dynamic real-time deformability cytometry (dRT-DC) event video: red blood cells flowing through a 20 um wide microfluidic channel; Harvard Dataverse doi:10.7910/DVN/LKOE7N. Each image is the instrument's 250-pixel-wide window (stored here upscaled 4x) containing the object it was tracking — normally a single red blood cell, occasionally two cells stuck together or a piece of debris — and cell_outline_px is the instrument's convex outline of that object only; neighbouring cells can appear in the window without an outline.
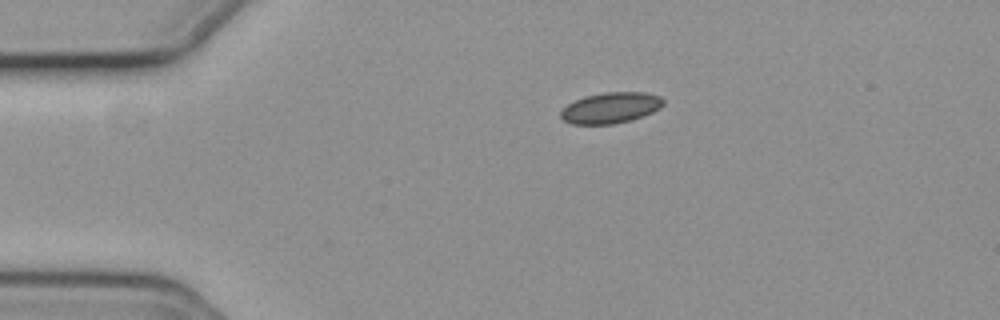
{"species": "common noctule bat (a hibernating species)", "species_latin": "Nyctalus noctula", "temperature_condition": "cold", "stored_images_in_passage": 45, "camera_frame_rate_fps": 3000, "um_per_image_px": 0.085, "animal": {"sex": "female", "body_mass_g": 19.3, "forearm_length_mm": 54.1}, "frame": {"image": 1, "passage_image": 1, "time_ms": 0.0, "image_size_px": [1000, 320], "cell_outline_px": [[664, 104], [660, 108], [652, 112], [628, 120], [612, 124], [572, 124], [564, 120], [560, 116], [560, 112], [568, 104], [584, 96], [604, 92], [644, 92], [660, 96], [664, 100]], "centroid_in_image_um": [51.9, 9.15], "position_along_channel_um": 33.1, "area_um2": 18.26}}
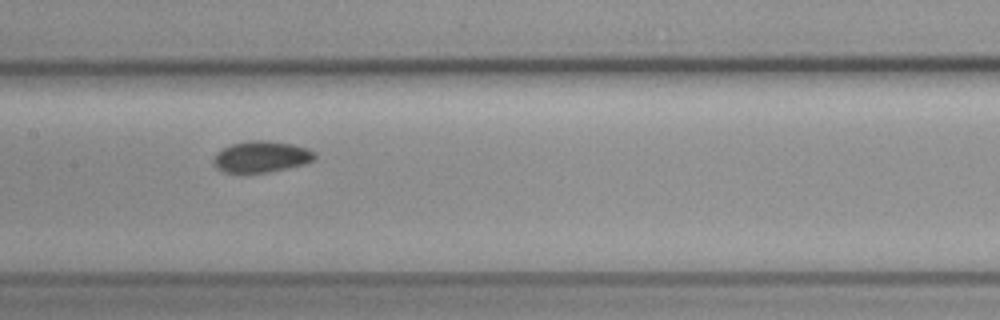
{"frame": {"image": 2, "passage_image": 17, "time_ms": 5.333, "image_size_px": [1000, 320], "cell_outline_px": [[316, 160], [304, 164], [288, 168], [268, 172], [224, 172], [216, 168], [212, 164], [212, 160], [216, 152], [232, 144], [252, 140], [268, 140], [292, 144], [308, 148], [316, 152]], "centroid_in_image_um": [22.23, 13.32], "position_along_channel_um": 185.2, "area_um2": 18.61}}
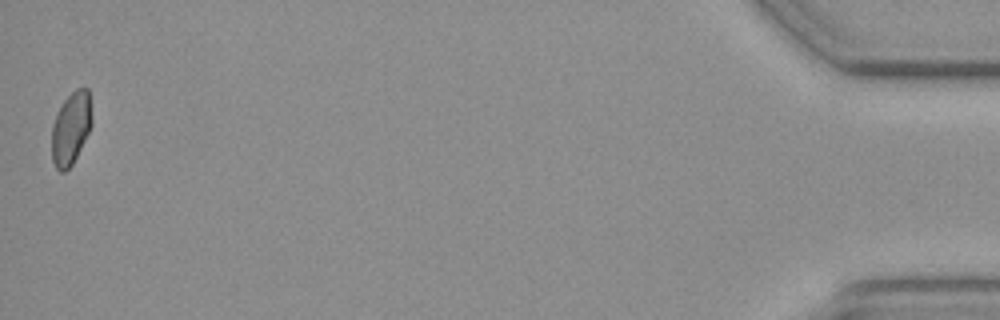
{"frame": {"image": 3, "passage_image": 45, "time_ms": 14.667, "image_size_px": [1000, 320], "cell_outline_px": [[92, 124], [72, 164], [64, 172], [60, 172], [56, 168], [52, 160], [52, 124], [56, 112], [64, 100], [76, 88], [88, 88], [92, 116]], "centroid_in_image_um": [6.01, 10.88], "position_along_channel_um": 429.2, "area_um2": 16.88}, "authors_computed_cell_mechanics": {"area_um2": 18.0336, "velocity_mm_per_s": 3.7074, "shape_relaxation_time_tau1_ms": 4.818, "shape_relaxation_time_tau2_ms": null, "deformation_change_tau1": 0.0573, "deformation_change_tau2": null}}